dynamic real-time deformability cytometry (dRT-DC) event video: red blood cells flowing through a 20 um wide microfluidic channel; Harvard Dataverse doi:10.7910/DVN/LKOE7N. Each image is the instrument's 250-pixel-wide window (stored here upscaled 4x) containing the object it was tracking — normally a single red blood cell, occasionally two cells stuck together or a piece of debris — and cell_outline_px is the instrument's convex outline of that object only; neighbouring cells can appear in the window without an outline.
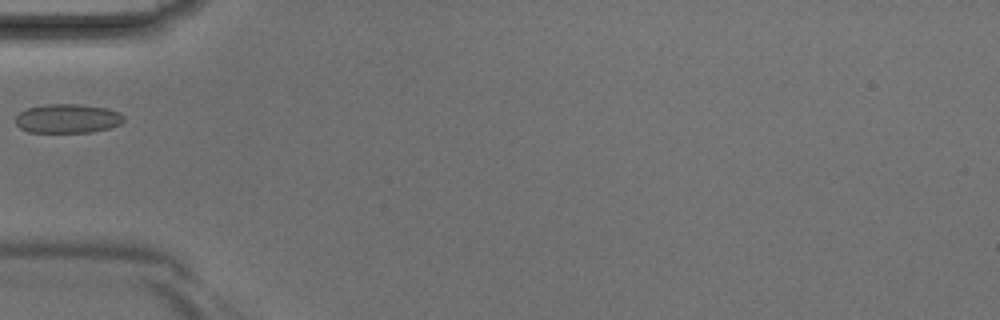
{"species": "Egyptian fruit bat (a non-hibernating species)", "species_latin": "Rousettus aegyptiacus", "temperature_condition": "room temperature", "stored_images_in_passage": 4, "camera_frame_rate_fps": 3000, "um_per_image_px": 0.085, "animal": {"sex": "male"}, "frame": {"image": 1, "passage_image": 4, "time_ms": 1.0, "image_size_px": [1000, 320], "cell_outline_px": [[124, 120], [120, 124], [108, 128], [92, 132], [28, 132], [20, 128], [16, 124], [16, 116], [20, 112], [28, 108], [44, 104], [80, 104], [108, 108], [120, 112], [124, 116]], "centroid_in_image_um": [5.76, 10.07], "position_along_channel_um": 79.2, "area_um2": 18.44}}